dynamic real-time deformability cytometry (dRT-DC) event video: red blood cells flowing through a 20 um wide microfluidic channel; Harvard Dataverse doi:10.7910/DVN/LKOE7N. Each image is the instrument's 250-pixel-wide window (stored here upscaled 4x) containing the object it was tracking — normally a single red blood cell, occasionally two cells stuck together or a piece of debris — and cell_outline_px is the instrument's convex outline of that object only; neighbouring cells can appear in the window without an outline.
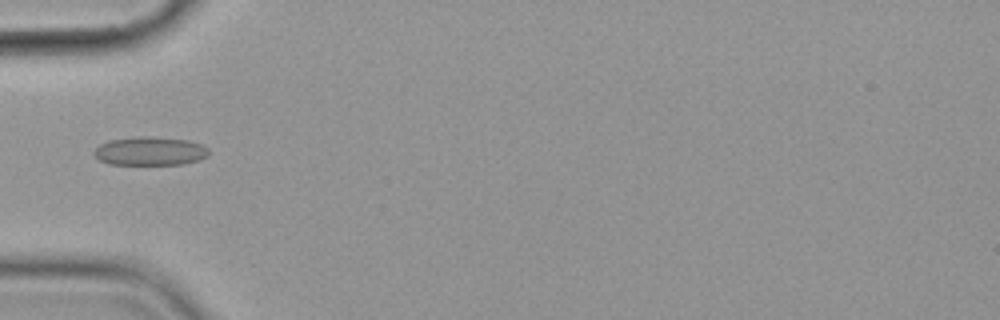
{"species": "common noctule bat (a hibernating species)", "species_latin": "Nyctalus noctula", "temperature_condition": "cold", "stored_images_in_passage": 7, "camera_frame_rate_fps": 3000, "um_per_image_px": 0.085, "animal": {"sex": "female", "body_mass_g": 19.9}, "frame": {"image": 1, "passage_image": 5, "time_ms": 4.667, "image_size_px": [1000, 320], "cell_outline_px": [[208, 156], [200, 160], [184, 164], [108, 164], [100, 160], [92, 152], [100, 144], [112, 140], [136, 136], [148, 136], [188, 140], [200, 144], [208, 148]], "centroid_in_image_um": [12.77, 12.84], "position_along_channel_um": 72.2, "area_um2": 19.07}}
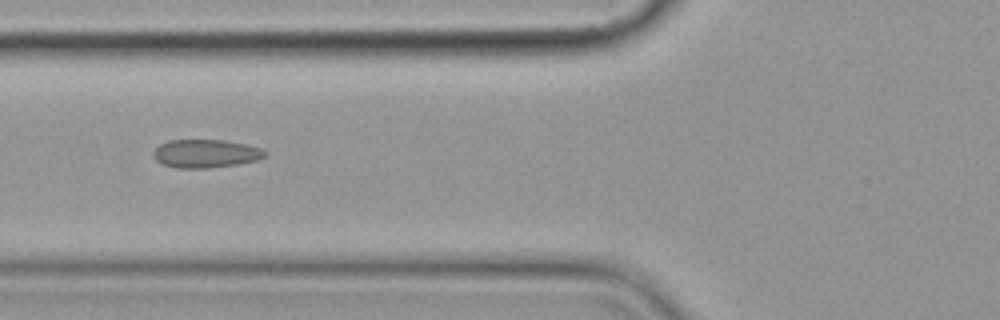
{"frame": {"image": 2, "passage_image": 6, "time_ms": 5.667, "image_size_px": [1000, 320], "cell_outline_px": [[268, 152], [264, 156], [256, 160], [236, 164], [208, 168], [176, 168], [164, 164], [156, 160], [152, 156], [152, 152], [160, 144], [168, 140], [224, 140], [248, 144], [260, 148]], "centroid_in_image_um": [17.46, 13.04], "position_along_channel_um": 108.3, "area_um2": 18.38}}
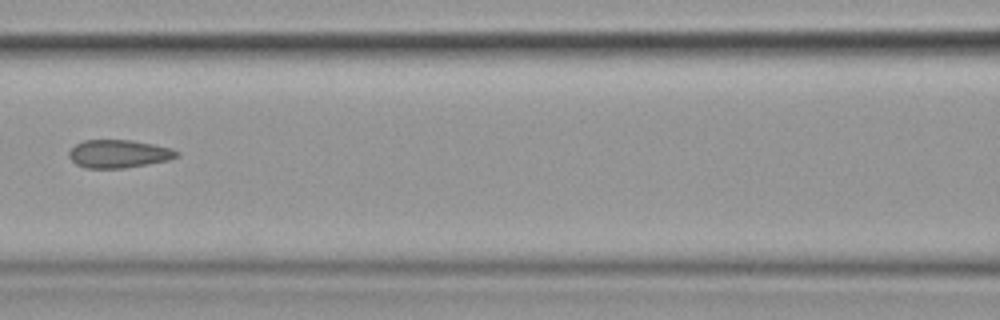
{"frame": {"image": 3, "passage_image": 7, "time_ms": 7.0, "image_size_px": [1000, 320], "cell_outline_px": [[180, 156], [168, 160], [148, 164], [124, 168], [84, 168], [76, 164], [68, 156], [68, 152], [76, 144], [84, 140], [132, 140], [172, 148], [180, 152]], "centroid_in_image_um": [10.1, 13.07], "position_along_channel_um": 156.5, "area_um2": 17.69}}